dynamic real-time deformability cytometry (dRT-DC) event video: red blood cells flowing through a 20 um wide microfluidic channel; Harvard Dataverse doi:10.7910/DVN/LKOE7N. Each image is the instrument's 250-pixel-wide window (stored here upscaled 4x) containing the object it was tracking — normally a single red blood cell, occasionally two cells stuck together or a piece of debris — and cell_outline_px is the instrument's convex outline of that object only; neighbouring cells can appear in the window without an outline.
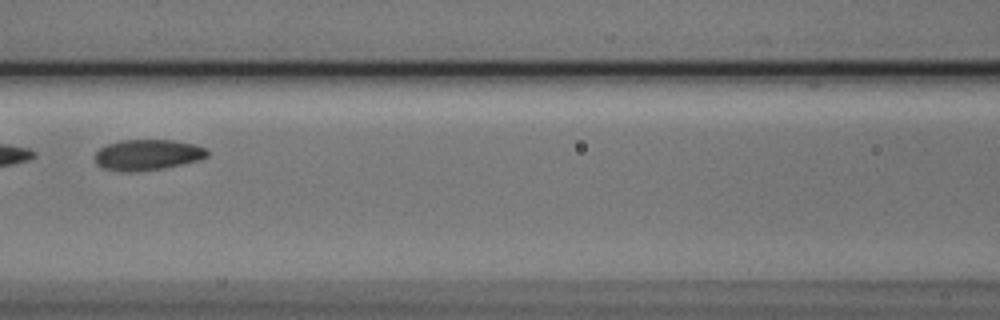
{"species": "Egyptian fruit bat (a non-hibernating species)", "species_latin": "Rousettus aegyptiacus", "temperature_condition": "cold", "stored_images_in_passage": 5, "camera_frame_rate_fps": 3000, "um_per_image_px": 0.085, "animal": {"sex": "male"}, "frame": {"image": 1, "passage_image": 5, "time_ms": 1.333, "image_size_px": [1000, 320], "cell_outline_px": [[208, 156], [200, 160], [164, 168], [132, 172], [120, 172], [104, 168], [96, 164], [92, 156], [100, 148], [108, 144], [120, 140], [172, 140], [196, 144], [204, 148], [208, 152]], "centroid_in_image_um": [12.51, 13.16], "position_along_channel_um": 154.1, "area_um2": 20.35}}